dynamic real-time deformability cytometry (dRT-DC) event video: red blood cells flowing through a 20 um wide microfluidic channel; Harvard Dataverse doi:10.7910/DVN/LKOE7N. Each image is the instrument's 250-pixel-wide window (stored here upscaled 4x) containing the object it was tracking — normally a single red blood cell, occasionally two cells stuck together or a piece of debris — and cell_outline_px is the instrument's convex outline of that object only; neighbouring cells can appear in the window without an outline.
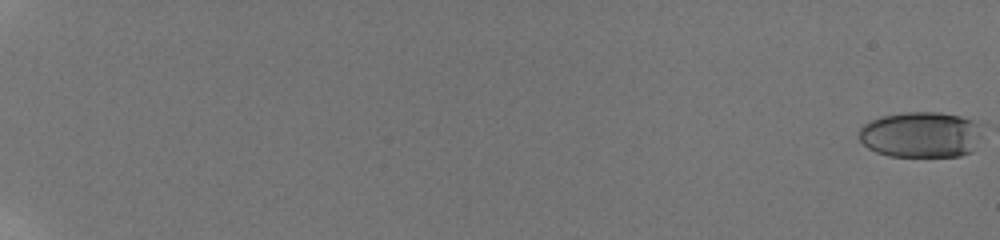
{"species": "human", "species_latin": "Homo sapiens", "temperature_condition": "room temperature", "stored_images_in_passage": 29, "camera_frame_rate_fps": 3000, "um_per_image_px": 0.085, "donor": {"sex": "male"}, "frame": {"image": 1, "passage_image": 1, "time_ms": 0.0, "image_size_px": [1000, 240], "cell_outline_px": [[976, 124], [972, 152], [960, 156], [888, 156], [876, 152], [868, 148], [856, 136], [860, 128], [864, 124], [872, 120], [884, 116], [900, 112], [940, 112], [960, 116]], "centroid_in_image_um": [78.12, 11.45], "position_along_channel_um": 6.9, "area_um2": 32.19}}
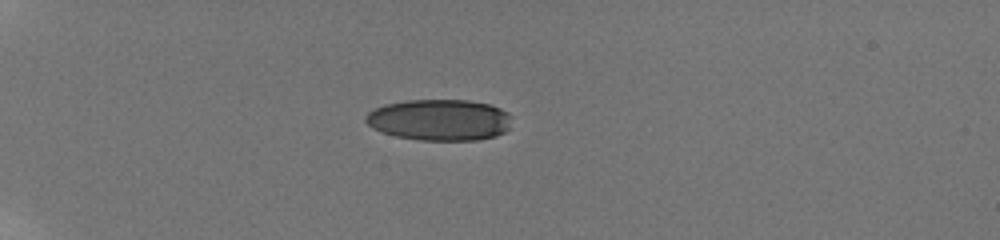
{"frame": {"image": 2, "passage_image": 24, "time_ms": 6.667, "image_size_px": [1000, 240], "cell_outline_px": [[512, 116], [508, 128], [504, 132], [496, 136], [480, 140], [420, 140], [396, 136], [380, 132], [372, 128], [364, 120], [364, 116], [368, 112], [384, 104], [408, 100], [468, 100], [488, 104], [500, 108], [508, 112]], "centroid_in_image_um": [37.35, 10.19], "position_along_channel_um": 47.6, "area_um2": 35.37}}